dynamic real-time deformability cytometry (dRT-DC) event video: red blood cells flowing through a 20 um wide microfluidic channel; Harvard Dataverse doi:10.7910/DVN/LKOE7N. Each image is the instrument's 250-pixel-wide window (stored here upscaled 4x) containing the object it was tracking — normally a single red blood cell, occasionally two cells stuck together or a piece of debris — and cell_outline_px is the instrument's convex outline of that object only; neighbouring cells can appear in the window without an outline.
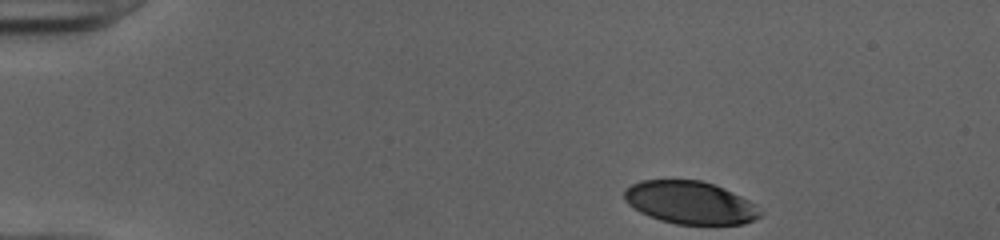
{"species": "human", "species_latin": "Homo sapiens", "temperature_condition": "cold", "stored_images_in_passage": 38, "camera_frame_rate_fps": 3000, "um_per_image_px": 0.085, "donor": {"sex": "female"}, "frame": {"image": 1, "passage_image": 1, "time_ms": 0.0, "image_size_px": [1000, 240], "cell_outline_px": [[764, 212], [760, 216], [744, 224], [676, 224], [660, 220], [648, 216], [640, 212], [628, 204], [624, 200], [624, 192], [632, 184], [640, 180], [700, 180], [724, 188], [756, 204]], "centroid_in_image_um": [58.67, 17.22], "position_along_channel_um": 26.3, "area_um2": 33.81}}
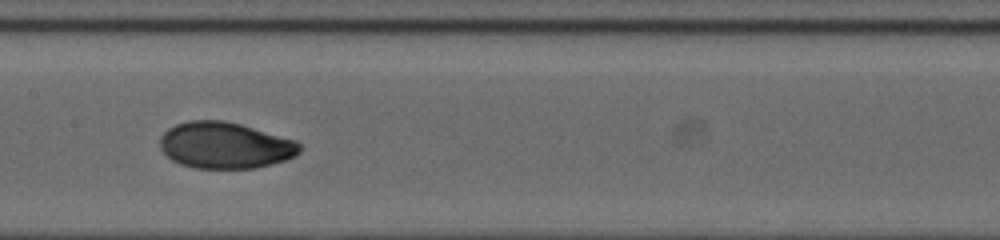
{"frame": {"image": 2, "passage_image": 20, "time_ms": 6.333, "image_size_px": [1000, 240], "cell_outline_px": [[300, 152], [296, 156], [284, 160], [256, 168], [196, 168], [180, 164], [172, 160], [160, 148], [160, 136], [168, 128], [176, 124], [188, 120], [224, 120], [240, 124], [296, 140], [300, 144]], "centroid_in_image_um": [19.12, 12.35], "position_along_channel_um": 188.3, "area_um2": 37.74}}
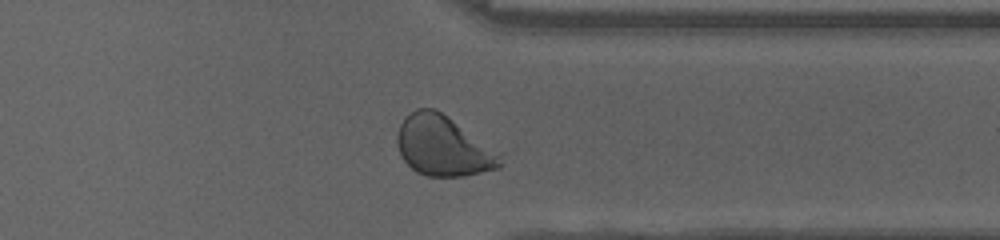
{"frame": {"image": 3, "passage_image": 34, "time_ms": 11.0, "image_size_px": [1000, 240], "cell_outline_px": [[504, 152], [500, 168], [464, 176], [428, 176], [416, 172], [400, 156], [396, 140], [396, 136], [400, 124], [416, 108], [432, 108], [440, 112]], "centroid_in_image_um": [37.73, 12.43], "position_along_channel_um": 373.7, "area_um2": 36.41}, "authors_computed_cell_mechanics": {"area_um2": 36.8475, "velocity_mm_per_s": 3.9904, "shape_relaxation_time_tau1_ms": 4.1998, "shape_relaxation_time_tau2_ms": 0.9104, "deformation_change_tau1": 0.1721, "deformation_change_tau2": 0.0367}}